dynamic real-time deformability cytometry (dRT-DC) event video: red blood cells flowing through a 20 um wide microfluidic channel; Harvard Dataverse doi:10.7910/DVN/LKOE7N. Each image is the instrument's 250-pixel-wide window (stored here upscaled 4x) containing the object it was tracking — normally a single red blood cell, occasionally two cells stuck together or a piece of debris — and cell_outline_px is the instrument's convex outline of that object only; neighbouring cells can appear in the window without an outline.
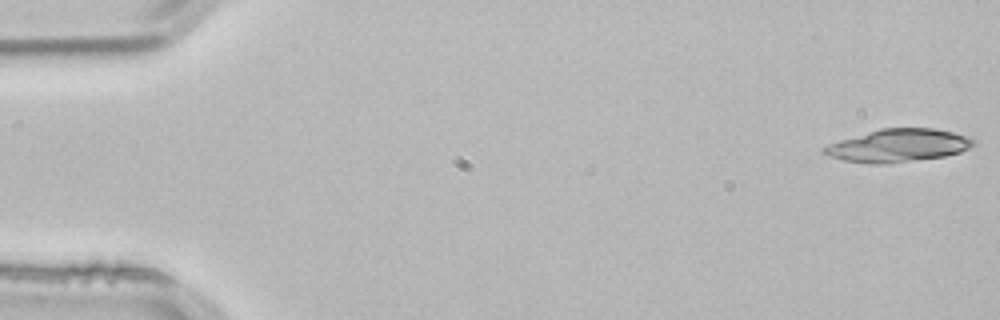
{"species": "common noctule bat (a hibernating species)", "species_latin": "Nyctalus noctula", "temperature_condition": "room temperature", "stored_images_in_passage": 37, "camera_frame_rate_fps": 3000, "um_per_image_px": 0.085, "animal": {"sex": "male", "body_mass_g": 21.5, "forearm_length_mm": 52.0}, "frame": {"image": 1, "passage_image": 1, "time_ms": 0.0, "image_size_px": [1000, 320], "cell_outline_px": [[976, 144], [960, 152], [944, 156], [888, 164], [872, 164], [844, 160], [820, 152], [820, 148], [828, 144], [840, 140], [880, 128], [932, 128], [952, 132], [968, 136], [976, 140]], "centroid_in_image_um": [76.35, 12.37], "position_along_channel_um": 8.6, "area_um2": 28.61}}
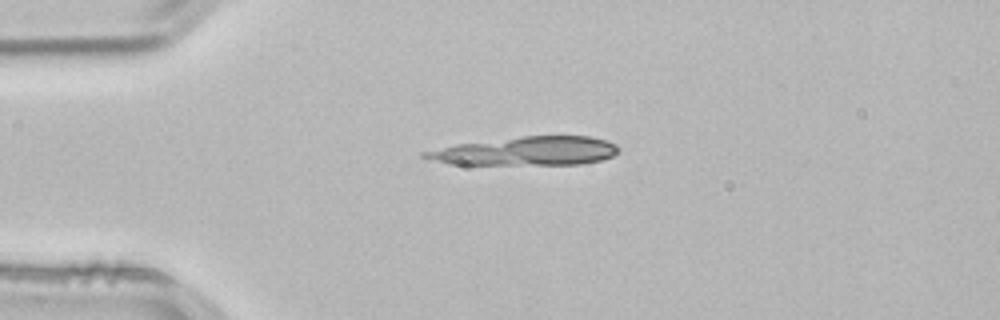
{"frame": {"image": 2, "passage_image": 12, "time_ms": 3.667, "image_size_px": [1000, 320], "cell_outline_px": [[620, 148], [612, 156], [600, 160], [580, 164], [448, 164], [424, 160], [420, 156], [420, 152], [456, 144], [520, 136], [592, 136], [608, 140], [616, 144]], "centroid_in_image_um": [44.66, 12.84], "position_along_channel_um": 40.3, "area_um2": 32.6}}